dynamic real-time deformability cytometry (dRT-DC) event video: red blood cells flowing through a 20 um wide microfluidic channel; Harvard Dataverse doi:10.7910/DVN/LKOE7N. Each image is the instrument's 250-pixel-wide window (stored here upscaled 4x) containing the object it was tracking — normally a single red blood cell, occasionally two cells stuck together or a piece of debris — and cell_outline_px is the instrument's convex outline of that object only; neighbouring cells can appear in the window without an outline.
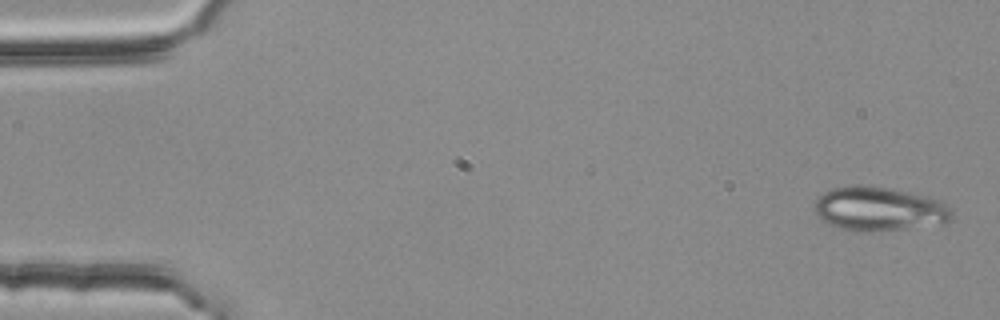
{"species": "common noctule bat (a hibernating species)", "species_latin": "Nyctalus noctula", "temperature_condition": "room temperature", "stored_images_in_passage": 3, "camera_frame_rate_fps": 3000, "um_per_image_px": 0.085, "animal": {"sex": "female", "body_mass_g": 25.1}, "frame": {"image": 1, "passage_image": 1, "time_ms": 0.0, "image_size_px": [1000, 320], "cell_outline_px": [[952, 216], [944, 224], [908, 228], [864, 232], [840, 228], [828, 224], [820, 220], [816, 216], [816, 200], [824, 192], [832, 188], [856, 184], [888, 188], [928, 196], [944, 200], [952, 212]], "centroid_in_image_um": [74.74, 17.75], "position_along_channel_um": 10.3, "area_um2": 35.37}}